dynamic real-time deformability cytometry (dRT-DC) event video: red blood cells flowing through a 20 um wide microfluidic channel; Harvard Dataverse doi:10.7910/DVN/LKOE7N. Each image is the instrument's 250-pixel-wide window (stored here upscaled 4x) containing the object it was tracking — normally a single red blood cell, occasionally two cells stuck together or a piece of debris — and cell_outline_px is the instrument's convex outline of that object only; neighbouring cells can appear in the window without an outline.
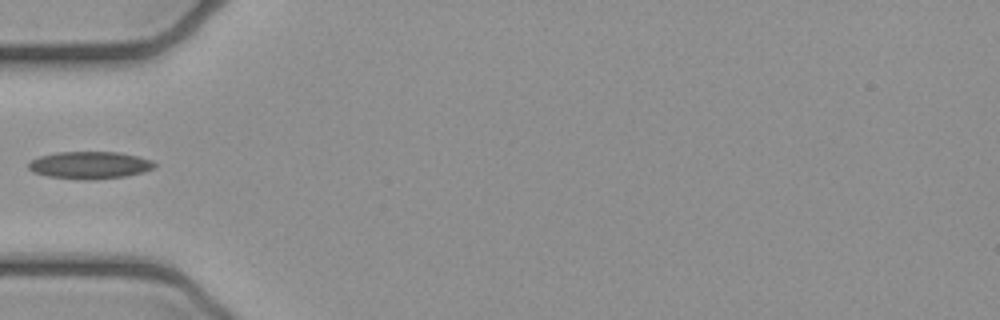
{"species": "common noctule bat (a hibernating species)", "species_latin": "Nyctalus noctula", "temperature_condition": "cold", "stored_images_in_passage": 3, "camera_frame_rate_fps": 3000, "um_per_image_px": 0.085, "animal": {"sex": "female", "body_mass_g": 21.9}, "frame": {"image": 1, "passage_image": 3, "time_ms": 0.667, "image_size_px": [1000, 320], "cell_outline_px": [[156, 164], [152, 168], [144, 172], [124, 176], [88, 180], [48, 176], [32, 172], [28, 168], [28, 164], [32, 160], [40, 156], [56, 152], [116, 152], [136, 156], [152, 160]], "centroid_in_image_um": [7.6, 14.03], "position_along_channel_um": 77.4, "area_um2": 19.83}}